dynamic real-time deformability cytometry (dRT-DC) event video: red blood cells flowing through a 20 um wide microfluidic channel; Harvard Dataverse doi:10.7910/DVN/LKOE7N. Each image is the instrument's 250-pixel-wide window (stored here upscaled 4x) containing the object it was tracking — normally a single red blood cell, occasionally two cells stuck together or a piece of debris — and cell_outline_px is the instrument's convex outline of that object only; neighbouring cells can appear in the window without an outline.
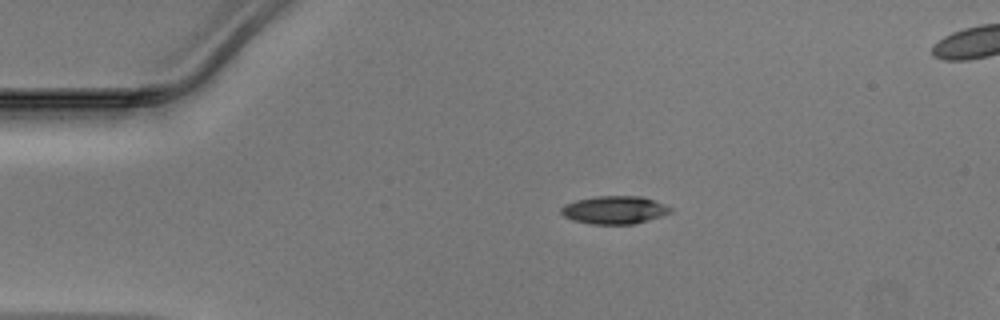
{"species": "Egyptian fruit bat (a non-hibernating species)", "species_latin": "Rousettus aegyptiacus", "temperature_condition": "warm", "stored_images_in_passage": 15, "camera_frame_rate_fps": 3000, "um_per_image_px": 0.085, "animal": {"sex": "male"}, "frame": {"image": 1, "passage_image": 9, "time_ms": 2.667, "image_size_px": [1000, 320], "cell_outline_px": [[672, 212], [636, 224], [592, 224], [572, 220], [564, 216], [560, 212], [560, 208], [564, 204], [576, 200], [596, 196], [644, 196], [664, 204], [672, 208]], "centroid_in_image_um": [52.22, 17.84], "position_along_channel_um": 32.8, "area_um2": 17.92}}